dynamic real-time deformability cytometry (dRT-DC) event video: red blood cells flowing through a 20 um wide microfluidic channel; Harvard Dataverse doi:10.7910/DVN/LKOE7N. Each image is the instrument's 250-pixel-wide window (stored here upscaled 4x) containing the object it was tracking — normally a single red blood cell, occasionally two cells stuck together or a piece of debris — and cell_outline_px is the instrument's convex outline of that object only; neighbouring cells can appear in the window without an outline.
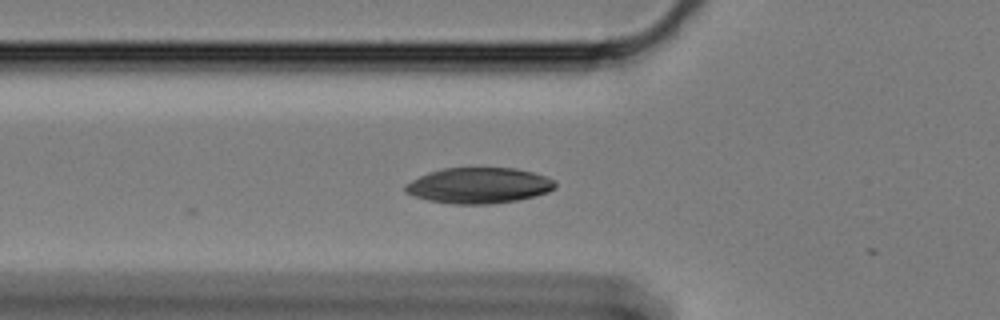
{"species": "Egyptian fruit bat (a non-hibernating species)", "species_latin": "Rousettus aegyptiacus", "temperature_condition": "cold", "stored_images_in_passage": 4, "camera_frame_rate_fps": 3000, "um_per_image_px": 0.085, "animal": {"sex": "female"}, "frame": {"image": 1, "passage_image": 4, "time_ms": 1.0, "image_size_px": [1000, 320], "cell_outline_px": [[556, 188], [548, 192], [536, 196], [516, 200], [492, 204], [452, 204], [428, 200], [404, 192], [404, 184], [428, 172], [444, 168], [516, 168], [532, 172], [556, 180]], "centroid_in_image_um": [40.71, 15.77], "position_along_channel_um": 85.1, "area_um2": 31.33}}